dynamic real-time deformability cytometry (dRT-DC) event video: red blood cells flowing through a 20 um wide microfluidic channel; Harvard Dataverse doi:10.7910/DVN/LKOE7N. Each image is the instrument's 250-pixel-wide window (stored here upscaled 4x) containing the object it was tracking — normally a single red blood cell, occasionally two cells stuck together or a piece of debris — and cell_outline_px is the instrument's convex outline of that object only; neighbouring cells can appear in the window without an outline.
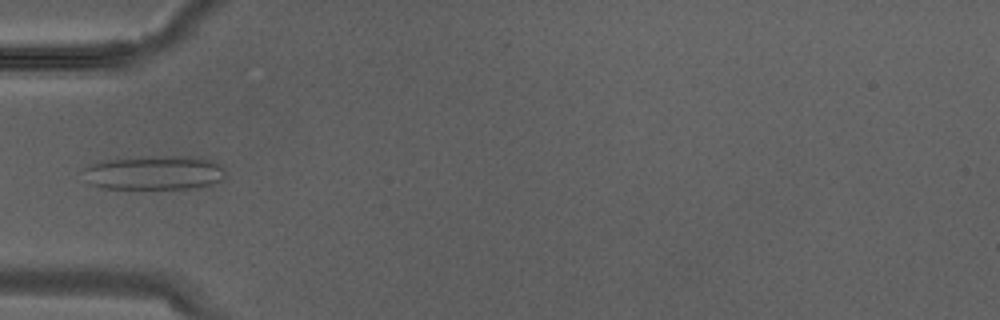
{"species": "Egyptian fruit bat (a non-hibernating species)", "species_latin": "Rousettus aegyptiacus", "temperature_condition": "warm", "stored_images_in_passage": 2, "camera_frame_rate_fps": 3000, "um_per_image_px": 0.085, "animal": {"sex": "male"}, "frame": {"image": 1, "passage_image": 2, "time_ms": 0.333, "image_size_px": [1000, 320], "cell_outline_px": [[224, 176], [220, 180], [212, 184], [200, 188], [104, 188], [92, 184], [84, 168], [92, 164], [108, 160], [144, 156], [196, 156], [216, 160], [224, 168]], "centroid_in_image_um": [13.25, 14.66], "position_along_channel_um": 71.8, "area_um2": 28.15}}